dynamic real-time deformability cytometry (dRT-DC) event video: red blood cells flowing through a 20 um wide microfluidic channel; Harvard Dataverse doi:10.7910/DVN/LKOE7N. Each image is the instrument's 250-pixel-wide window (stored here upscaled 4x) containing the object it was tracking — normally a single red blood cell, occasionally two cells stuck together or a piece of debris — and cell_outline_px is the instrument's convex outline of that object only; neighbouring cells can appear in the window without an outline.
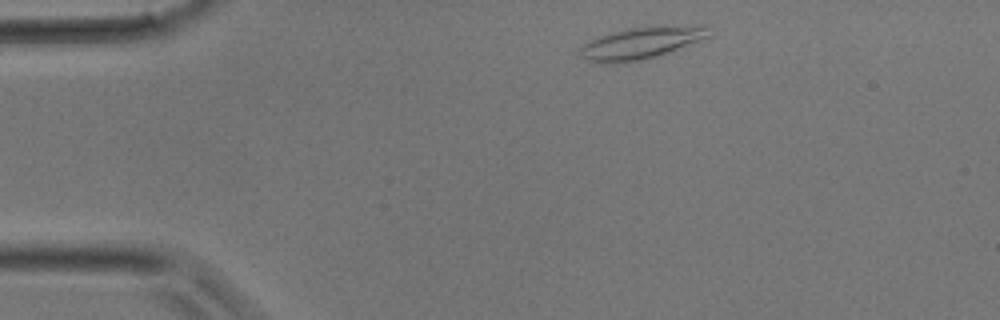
{"species": "common noctule bat (a hibernating species)", "species_latin": "Nyctalus noctula", "temperature_condition": "room temperature", "stored_images_in_passage": 31, "camera_frame_rate_fps": 3000, "um_per_image_px": 0.085, "animal": {"sex": "male", "body_mass_g": 17.9}, "frame": {"image": 1, "passage_image": 2, "time_ms": 0.333, "image_size_px": [1000, 320], "cell_outline_px": [[708, 36], [648, 60], [612, 64], [600, 64], [588, 60], [580, 56], [580, 48], [588, 40], [600, 36], [628, 28], [664, 24], [708, 24]], "centroid_in_image_um": [54.5, 3.64], "position_along_channel_um": 30.5, "area_um2": 24.51}}
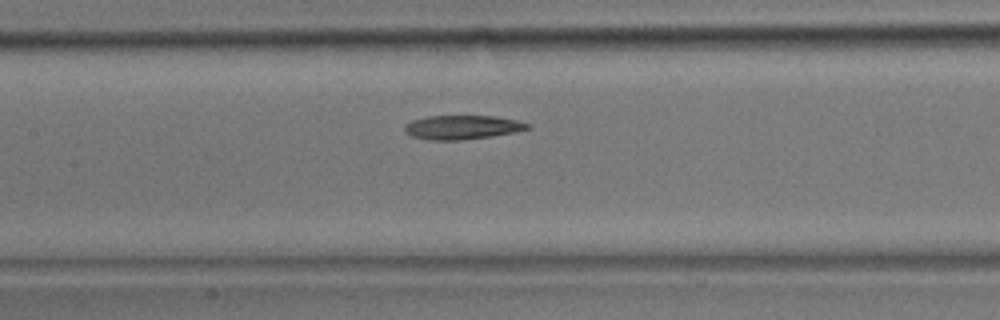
{"frame": {"image": 2, "passage_image": 12, "time_ms": 3.667, "image_size_px": [1000, 320], "cell_outline_px": [[532, 128], [516, 132], [492, 136], [460, 140], [428, 140], [412, 136], [404, 132], [404, 124], [412, 120], [428, 116], [492, 116], [516, 120], [532, 124]], "centroid_in_image_um": [39.3, 10.82], "position_along_channel_um": 168.1, "area_um2": 17.34}}
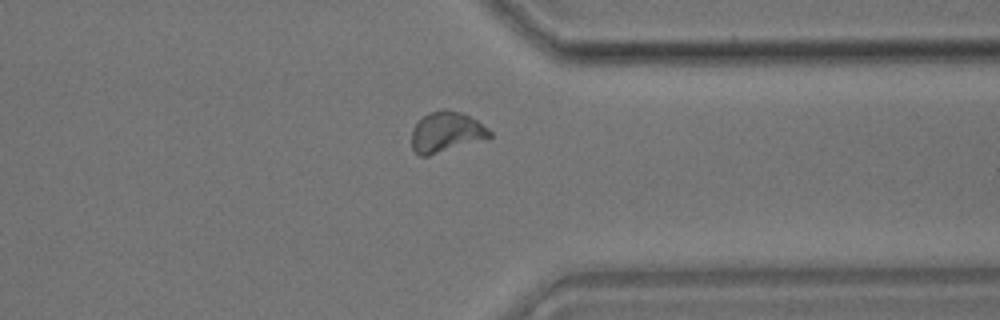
{"frame": {"image": 3, "passage_image": 23, "time_ms": 7.333, "image_size_px": [1000, 320], "cell_outline_px": [[492, 136], [488, 140], [428, 156], [420, 156], [412, 148], [412, 128], [428, 112], [440, 108], [444, 108], [460, 112], [476, 120], [488, 128], [492, 132]], "centroid_in_image_um": [37.97, 11.24], "position_along_channel_um": 373.4, "area_um2": 18.79}}